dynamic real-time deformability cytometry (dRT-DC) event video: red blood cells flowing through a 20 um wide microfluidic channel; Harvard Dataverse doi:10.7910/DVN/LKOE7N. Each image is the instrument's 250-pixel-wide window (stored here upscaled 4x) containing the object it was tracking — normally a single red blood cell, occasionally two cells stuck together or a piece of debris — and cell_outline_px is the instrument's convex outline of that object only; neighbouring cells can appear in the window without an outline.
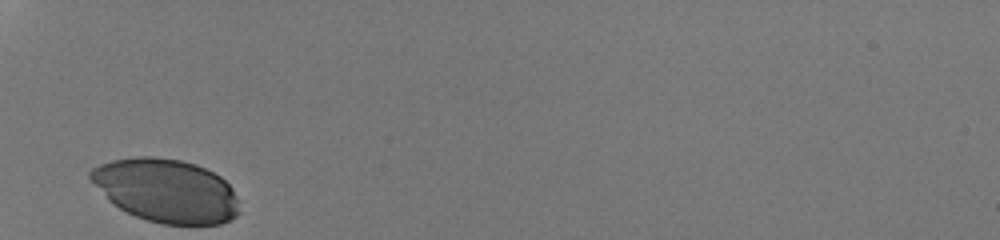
{"species": "human", "species_latin": "Homo sapiens", "temperature_condition": "room temperature", "stored_images_in_passage": 26, "camera_frame_rate_fps": 3000, "um_per_image_px": 0.085, "donor": {"sex": "male"}, "frame": {"image": 1, "passage_image": 1, "time_ms": 0.0, "image_size_px": [1000, 240], "cell_outline_px": [[240, 212], [236, 216], [220, 224], [164, 224], [148, 220], [136, 216], [112, 204], [108, 200], [88, 176], [88, 172], [92, 168], [100, 164], [112, 160], [136, 156], [152, 156], [180, 160], [196, 164], [220, 176], [232, 188], [236, 196]], "centroid_in_image_um": [14.12, 16.19], "position_along_channel_um": 70.9, "area_um2": 54.85}}
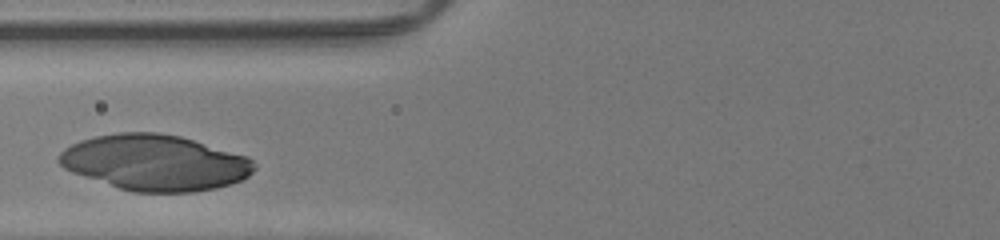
{"frame": {"image": 2, "passage_image": 5, "time_ms": 1.333, "image_size_px": [1000, 240], "cell_outline_px": [[256, 168], [248, 176], [240, 180], [216, 188], [192, 192], [132, 192], [72, 172], [64, 168], [56, 160], [60, 152], [64, 148], [80, 140], [96, 136], [116, 132], [156, 132], [180, 136], [248, 156], [256, 164]], "centroid_in_image_um": [13.16, 13.81], "position_along_channel_um": 112.6, "area_um2": 63.35}}